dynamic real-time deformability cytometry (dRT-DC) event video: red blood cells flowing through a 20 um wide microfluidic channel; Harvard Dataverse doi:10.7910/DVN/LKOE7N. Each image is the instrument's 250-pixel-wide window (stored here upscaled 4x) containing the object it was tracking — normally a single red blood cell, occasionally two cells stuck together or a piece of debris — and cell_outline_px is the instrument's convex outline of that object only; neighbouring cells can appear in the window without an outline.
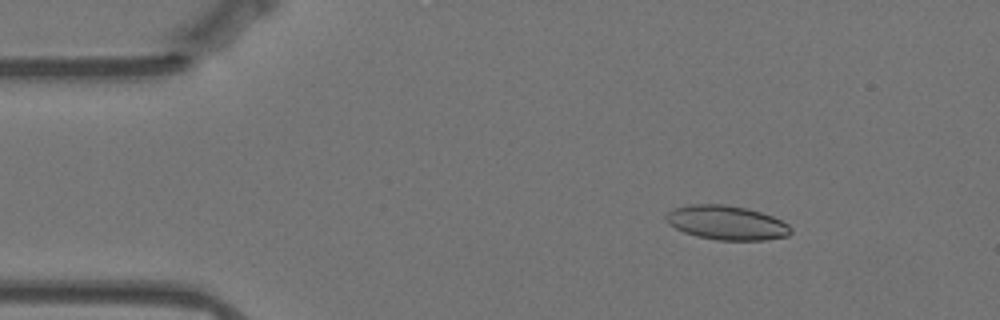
{"species": "Egyptian fruit bat (a non-hibernating species)", "species_latin": "Rousettus aegyptiacus", "temperature_condition": "warm", "stored_images_in_passage": 51, "camera_frame_rate_fps": 3000, "um_per_image_px": 0.085, "animal": {"sex": "female"}, "frame": {"image": 1, "passage_image": 2, "time_ms": 0.333, "image_size_px": [1000, 320], "cell_outline_px": [[792, 232], [788, 236], [764, 240], [716, 240], [696, 236], [684, 232], [668, 224], [664, 220], [664, 216], [672, 208], [688, 204], [724, 204], [748, 208], [772, 216], [788, 224], [792, 228]], "centroid_in_image_um": [61.73, 18.92], "position_along_channel_um": 23.3, "area_um2": 25.14}}
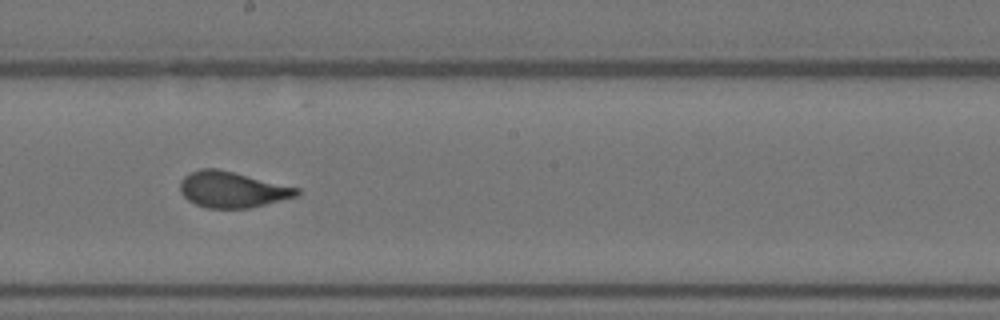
{"frame": {"image": 2, "passage_image": 25, "time_ms": 8.0, "image_size_px": [1000, 320], "cell_outline_px": [[300, 192], [296, 196], [248, 208], [208, 208], [196, 204], [188, 200], [180, 192], [180, 180], [184, 176], [200, 168], [216, 168], [300, 188]], "centroid_in_image_um": [19.7, 16.11], "position_along_channel_um": 228.5, "area_um2": 24.16}}
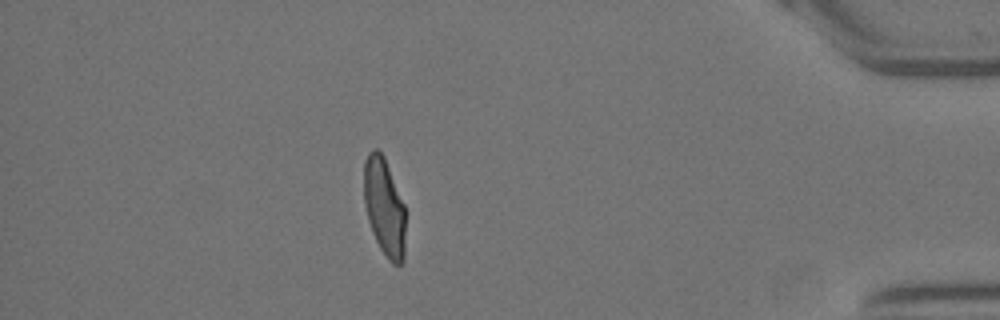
{"frame": {"image": 3, "passage_image": 44, "time_ms": 14.333, "image_size_px": [1000, 320], "cell_outline_px": [[404, 260], [400, 264], [392, 264], [388, 260], [380, 248], [372, 232], [368, 220], [364, 204], [364, 160], [368, 152], [372, 148], [376, 148], [384, 156], [404, 204]], "centroid_in_image_um": [32.64, 17.58], "position_along_channel_um": 402.6, "area_um2": 23.7}, "authors_computed_cell_mechanics": {"area_um2": 24.5072, "velocity_mm_per_s": 3.5145, "shape_relaxation_time_tau1_ms": 6.5492, "shape_relaxation_time_tau2_ms": 0.8123, "deformation_change_tau1": 0.1877, "deformation_change_tau2": 0.069}}